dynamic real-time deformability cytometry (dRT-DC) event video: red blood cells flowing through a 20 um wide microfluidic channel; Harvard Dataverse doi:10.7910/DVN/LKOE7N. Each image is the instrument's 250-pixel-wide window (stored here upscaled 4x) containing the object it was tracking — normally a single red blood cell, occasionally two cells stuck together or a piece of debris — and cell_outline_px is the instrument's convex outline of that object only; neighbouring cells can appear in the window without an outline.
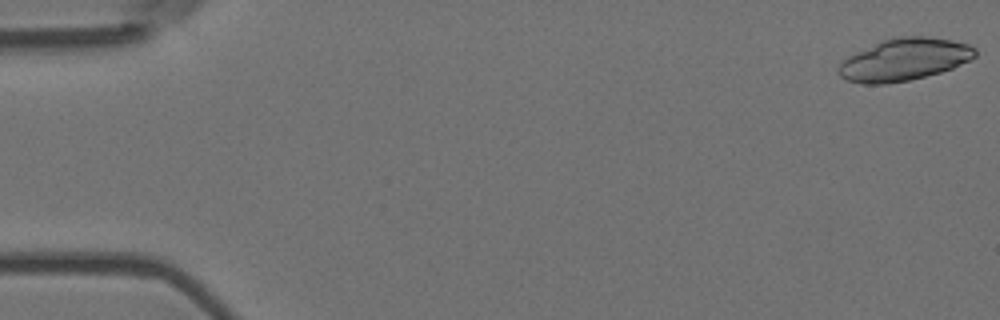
{"species": "Egyptian fruit bat (a non-hibernating species)", "species_latin": "Rousettus aegyptiacus", "temperature_condition": "room temperature", "stored_images_in_passage": 6, "segment_of_instrument_passage": [1, 2], "camera_frame_rate_fps": 3000, "um_per_image_px": 0.085, "animal": {"sex": "female"}, "frame": {"image": 1, "passage_image": 1, "time_ms": 0.0, "image_size_px": [1000, 320], "cell_outline_px": [[976, 56], [952, 68], [940, 72], [908, 80], [888, 84], [864, 84], [848, 80], [840, 76], [836, 72], [840, 64], [848, 56], [884, 40], [900, 36], [928, 36], [952, 40], [968, 44], [976, 48]], "centroid_in_image_um": [76.86, 5.06], "position_along_channel_um": 8.1, "area_um2": 33.23}}